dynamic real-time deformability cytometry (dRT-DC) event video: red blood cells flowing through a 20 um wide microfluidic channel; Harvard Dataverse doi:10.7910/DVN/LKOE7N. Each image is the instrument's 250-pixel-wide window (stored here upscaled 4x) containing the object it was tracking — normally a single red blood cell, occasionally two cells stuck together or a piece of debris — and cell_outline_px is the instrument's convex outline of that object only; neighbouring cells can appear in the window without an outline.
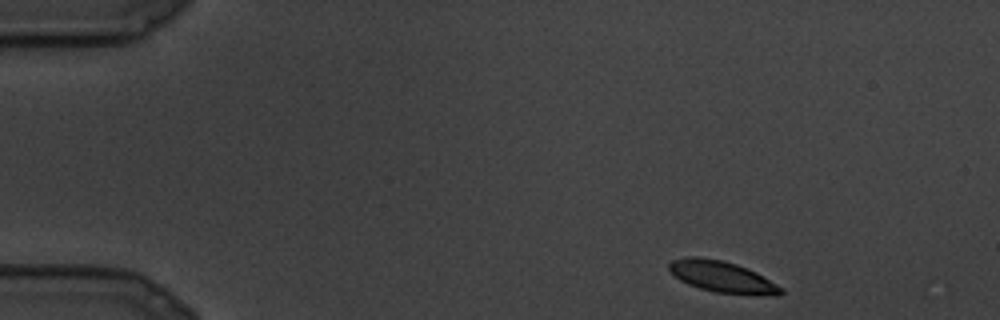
{"species": "common noctule bat (a hibernating species)", "species_latin": "Nyctalus noctula", "temperature_condition": "cold", "stored_images_in_passage": 9, "camera_frame_rate_fps": 3000, "um_per_image_px": 0.085, "animal": {"sex": "male", "body_mass_g": 19.5, "forearm_length_mm": 54.6}, "frame": {"image": 1, "passage_image": 1, "time_ms": 0.0, "image_size_px": [1000, 320], "cell_outline_px": [[784, 292], [780, 296], [776, 296], [716, 292], [700, 288], [688, 284], [680, 280], [668, 268], [668, 264], [672, 260], [684, 256], [696, 256], [724, 260], [748, 268], [756, 272], [784, 288]], "centroid_in_image_um": [61.41, 23.52], "position_along_channel_um": 23.6, "area_um2": 20.52}}
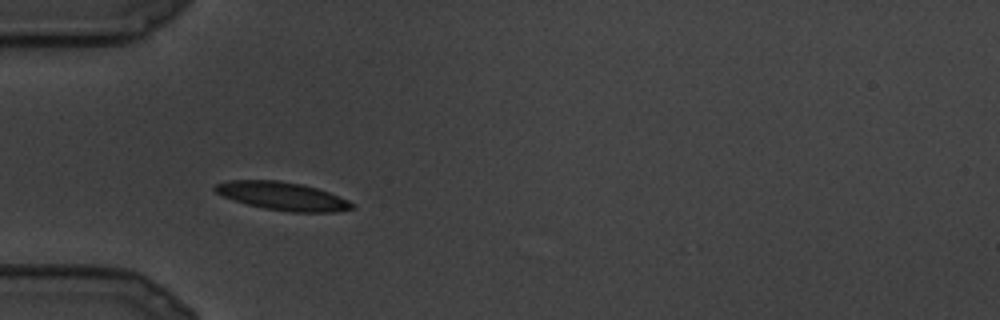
{"frame": {"image": 2, "passage_image": 6, "time_ms": 1.667, "image_size_px": [1000, 320], "cell_outline_px": [[356, 208], [336, 212], [292, 212], [264, 208], [248, 204], [224, 196], [216, 192], [212, 188], [216, 184], [228, 180], [280, 180], [300, 184], [316, 188], [328, 192], [348, 200], [356, 204]], "centroid_in_image_um": [24.05, 16.67], "position_along_channel_um": 61.0, "area_um2": 22.37}}